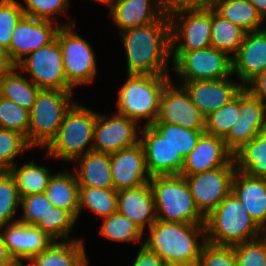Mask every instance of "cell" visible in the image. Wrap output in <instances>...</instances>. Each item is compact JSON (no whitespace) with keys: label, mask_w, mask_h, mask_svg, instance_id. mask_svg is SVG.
I'll list each match as a JSON object with an SVG mask.
<instances>
[{"label":"cell","mask_w":266,"mask_h":266,"mask_svg":"<svg viewBox=\"0 0 266 266\" xmlns=\"http://www.w3.org/2000/svg\"><path fill=\"white\" fill-rule=\"evenodd\" d=\"M126 51V74L169 75L171 61L170 20L157 21L121 32Z\"/></svg>","instance_id":"obj_1"},{"label":"cell","mask_w":266,"mask_h":266,"mask_svg":"<svg viewBox=\"0 0 266 266\" xmlns=\"http://www.w3.org/2000/svg\"><path fill=\"white\" fill-rule=\"evenodd\" d=\"M147 234L142 243L168 263L196 266L207 243L205 224L156 220Z\"/></svg>","instance_id":"obj_2"},{"label":"cell","mask_w":266,"mask_h":266,"mask_svg":"<svg viewBox=\"0 0 266 266\" xmlns=\"http://www.w3.org/2000/svg\"><path fill=\"white\" fill-rule=\"evenodd\" d=\"M205 229L207 242L220 246H234L265 234L232 192L205 218Z\"/></svg>","instance_id":"obj_3"},{"label":"cell","mask_w":266,"mask_h":266,"mask_svg":"<svg viewBox=\"0 0 266 266\" xmlns=\"http://www.w3.org/2000/svg\"><path fill=\"white\" fill-rule=\"evenodd\" d=\"M98 112L74 102L64 115L57 135L45 148L48 158L71 163L93 151V135Z\"/></svg>","instance_id":"obj_4"},{"label":"cell","mask_w":266,"mask_h":266,"mask_svg":"<svg viewBox=\"0 0 266 266\" xmlns=\"http://www.w3.org/2000/svg\"><path fill=\"white\" fill-rule=\"evenodd\" d=\"M118 89L116 112L129 119L152 125L158 116L160 96L171 75L126 74Z\"/></svg>","instance_id":"obj_5"},{"label":"cell","mask_w":266,"mask_h":266,"mask_svg":"<svg viewBox=\"0 0 266 266\" xmlns=\"http://www.w3.org/2000/svg\"><path fill=\"white\" fill-rule=\"evenodd\" d=\"M155 200L156 220L205 224L182 175H156L149 181Z\"/></svg>","instance_id":"obj_6"},{"label":"cell","mask_w":266,"mask_h":266,"mask_svg":"<svg viewBox=\"0 0 266 266\" xmlns=\"http://www.w3.org/2000/svg\"><path fill=\"white\" fill-rule=\"evenodd\" d=\"M73 92L75 91L40 89L29 111L27 141L33 149H45L55 138L65 113L75 102Z\"/></svg>","instance_id":"obj_7"},{"label":"cell","mask_w":266,"mask_h":266,"mask_svg":"<svg viewBox=\"0 0 266 266\" xmlns=\"http://www.w3.org/2000/svg\"><path fill=\"white\" fill-rule=\"evenodd\" d=\"M173 72L180 81L218 80L233 76L232 57L214 47L171 51Z\"/></svg>","instance_id":"obj_8"},{"label":"cell","mask_w":266,"mask_h":266,"mask_svg":"<svg viewBox=\"0 0 266 266\" xmlns=\"http://www.w3.org/2000/svg\"><path fill=\"white\" fill-rule=\"evenodd\" d=\"M75 24L61 26L56 34L62 49L64 73L68 84L75 89L77 86H88L96 77L97 64L95 50L78 33Z\"/></svg>","instance_id":"obj_9"},{"label":"cell","mask_w":266,"mask_h":266,"mask_svg":"<svg viewBox=\"0 0 266 266\" xmlns=\"http://www.w3.org/2000/svg\"><path fill=\"white\" fill-rule=\"evenodd\" d=\"M17 67L40 89L73 90L68 84L57 39L28 54Z\"/></svg>","instance_id":"obj_10"},{"label":"cell","mask_w":266,"mask_h":266,"mask_svg":"<svg viewBox=\"0 0 266 266\" xmlns=\"http://www.w3.org/2000/svg\"><path fill=\"white\" fill-rule=\"evenodd\" d=\"M236 172L232 159L226 166L184 176L196 207L206 218L231 193Z\"/></svg>","instance_id":"obj_11"},{"label":"cell","mask_w":266,"mask_h":266,"mask_svg":"<svg viewBox=\"0 0 266 266\" xmlns=\"http://www.w3.org/2000/svg\"><path fill=\"white\" fill-rule=\"evenodd\" d=\"M171 51L211 47L212 9L181 11L169 16Z\"/></svg>","instance_id":"obj_12"},{"label":"cell","mask_w":266,"mask_h":266,"mask_svg":"<svg viewBox=\"0 0 266 266\" xmlns=\"http://www.w3.org/2000/svg\"><path fill=\"white\" fill-rule=\"evenodd\" d=\"M73 24L75 19L60 25L24 15L12 33L10 47L7 50L11 62L17 66L28 54L53 42L61 26Z\"/></svg>","instance_id":"obj_13"},{"label":"cell","mask_w":266,"mask_h":266,"mask_svg":"<svg viewBox=\"0 0 266 266\" xmlns=\"http://www.w3.org/2000/svg\"><path fill=\"white\" fill-rule=\"evenodd\" d=\"M140 125L117 112L111 116L98 112L94 126L93 151L111 154L139 143Z\"/></svg>","instance_id":"obj_14"},{"label":"cell","mask_w":266,"mask_h":266,"mask_svg":"<svg viewBox=\"0 0 266 266\" xmlns=\"http://www.w3.org/2000/svg\"><path fill=\"white\" fill-rule=\"evenodd\" d=\"M155 122L179 125L191 130H204L205 117L192 103L189 94L172 79L162 90Z\"/></svg>","instance_id":"obj_15"},{"label":"cell","mask_w":266,"mask_h":266,"mask_svg":"<svg viewBox=\"0 0 266 266\" xmlns=\"http://www.w3.org/2000/svg\"><path fill=\"white\" fill-rule=\"evenodd\" d=\"M231 78L180 81V85L189 94L192 103L199 112L206 117L229 103L244 88L240 82Z\"/></svg>","instance_id":"obj_16"},{"label":"cell","mask_w":266,"mask_h":266,"mask_svg":"<svg viewBox=\"0 0 266 266\" xmlns=\"http://www.w3.org/2000/svg\"><path fill=\"white\" fill-rule=\"evenodd\" d=\"M140 142L145 152L146 167L151 177L180 175L184 158L151 125H145L141 129Z\"/></svg>","instance_id":"obj_17"},{"label":"cell","mask_w":266,"mask_h":266,"mask_svg":"<svg viewBox=\"0 0 266 266\" xmlns=\"http://www.w3.org/2000/svg\"><path fill=\"white\" fill-rule=\"evenodd\" d=\"M114 189L135 188L151 179L141 142L110 154Z\"/></svg>","instance_id":"obj_18"},{"label":"cell","mask_w":266,"mask_h":266,"mask_svg":"<svg viewBox=\"0 0 266 266\" xmlns=\"http://www.w3.org/2000/svg\"><path fill=\"white\" fill-rule=\"evenodd\" d=\"M0 232L4 244L18 265L43 252L54 242L38 227L21 225L18 222L0 226Z\"/></svg>","instance_id":"obj_19"},{"label":"cell","mask_w":266,"mask_h":266,"mask_svg":"<svg viewBox=\"0 0 266 266\" xmlns=\"http://www.w3.org/2000/svg\"><path fill=\"white\" fill-rule=\"evenodd\" d=\"M233 159L223 138L203 133L195 148L184 158L180 175H195L221 166Z\"/></svg>","instance_id":"obj_20"},{"label":"cell","mask_w":266,"mask_h":266,"mask_svg":"<svg viewBox=\"0 0 266 266\" xmlns=\"http://www.w3.org/2000/svg\"><path fill=\"white\" fill-rule=\"evenodd\" d=\"M233 76L245 87L266 70V27L245 34L237 54L232 58Z\"/></svg>","instance_id":"obj_21"},{"label":"cell","mask_w":266,"mask_h":266,"mask_svg":"<svg viewBox=\"0 0 266 266\" xmlns=\"http://www.w3.org/2000/svg\"><path fill=\"white\" fill-rule=\"evenodd\" d=\"M118 212L143 232L156 221L154 194L150 183L118 191Z\"/></svg>","instance_id":"obj_22"},{"label":"cell","mask_w":266,"mask_h":266,"mask_svg":"<svg viewBox=\"0 0 266 266\" xmlns=\"http://www.w3.org/2000/svg\"><path fill=\"white\" fill-rule=\"evenodd\" d=\"M231 192L266 233V178L252 177L236 170Z\"/></svg>","instance_id":"obj_23"},{"label":"cell","mask_w":266,"mask_h":266,"mask_svg":"<svg viewBox=\"0 0 266 266\" xmlns=\"http://www.w3.org/2000/svg\"><path fill=\"white\" fill-rule=\"evenodd\" d=\"M163 15L152 0H115L108 17L122 32L153 23Z\"/></svg>","instance_id":"obj_24"},{"label":"cell","mask_w":266,"mask_h":266,"mask_svg":"<svg viewBox=\"0 0 266 266\" xmlns=\"http://www.w3.org/2000/svg\"><path fill=\"white\" fill-rule=\"evenodd\" d=\"M83 239L54 241L43 252L19 266H89ZM29 262V263H28Z\"/></svg>","instance_id":"obj_25"},{"label":"cell","mask_w":266,"mask_h":266,"mask_svg":"<svg viewBox=\"0 0 266 266\" xmlns=\"http://www.w3.org/2000/svg\"><path fill=\"white\" fill-rule=\"evenodd\" d=\"M74 174L79 186L94 188H114L111 174L110 154L95 151L77 158Z\"/></svg>","instance_id":"obj_26"},{"label":"cell","mask_w":266,"mask_h":266,"mask_svg":"<svg viewBox=\"0 0 266 266\" xmlns=\"http://www.w3.org/2000/svg\"><path fill=\"white\" fill-rule=\"evenodd\" d=\"M64 170L53 173L44 193L54 207L69 211L78 220L79 185L73 170Z\"/></svg>","instance_id":"obj_27"},{"label":"cell","mask_w":266,"mask_h":266,"mask_svg":"<svg viewBox=\"0 0 266 266\" xmlns=\"http://www.w3.org/2000/svg\"><path fill=\"white\" fill-rule=\"evenodd\" d=\"M39 91L40 88L27 78L17 66L0 73V96L14 101L28 111L32 109Z\"/></svg>","instance_id":"obj_28"},{"label":"cell","mask_w":266,"mask_h":266,"mask_svg":"<svg viewBox=\"0 0 266 266\" xmlns=\"http://www.w3.org/2000/svg\"><path fill=\"white\" fill-rule=\"evenodd\" d=\"M237 171L266 178V128L233 153Z\"/></svg>","instance_id":"obj_29"},{"label":"cell","mask_w":266,"mask_h":266,"mask_svg":"<svg viewBox=\"0 0 266 266\" xmlns=\"http://www.w3.org/2000/svg\"><path fill=\"white\" fill-rule=\"evenodd\" d=\"M213 10L222 18L242 28L246 33L265 27L263 24L265 20L248 0H215Z\"/></svg>","instance_id":"obj_30"},{"label":"cell","mask_w":266,"mask_h":266,"mask_svg":"<svg viewBox=\"0 0 266 266\" xmlns=\"http://www.w3.org/2000/svg\"><path fill=\"white\" fill-rule=\"evenodd\" d=\"M14 177L20 198L24 196L44 193L49 179L53 175L49 167L35 164L34 160L23 163L19 167L16 163L10 170Z\"/></svg>","instance_id":"obj_31"},{"label":"cell","mask_w":266,"mask_h":266,"mask_svg":"<svg viewBox=\"0 0 266 266\" xmlns=\"http://www.w3.org/2000/svg\"><path fill=\"white\" fill-rule=\"evenodd\" d=\"M90 210L100 219L118 212V191L114 188L79 186V212Z\"/></svg>","instance_id":"obj_32"},{"label":"cell","mask_w":266,"mask_h":266,"mask_svg":"<svg viewBox=\"0 0 266 266\" xmlns=\"http://www.w3.org/2000/svg\"><path fill=\"white\" fill-rule=\"evenodd\" d=\"M246 32L212 9L211 47L234 57L242 44Z\"/></svg>","instance_id":"obj_33"},{"label":"cell","mask_w":266,"mask_h":266,"mask_svg":"<svg viewBox=\"0 0 266 266\" xmlns=\"http://www.w3.org/2000/svg\"><path fill=\"white\" fill-rule=\"evenodd\" d=\"M100 235L110 241L115 242H128L138 243L144 241L142 238L143 232L135 223L129 218L120 214L119 212L113 213L110 216L101 218Z\"/></svg>","instance_id":"obj_34"},{"label":"cell","mask_w":266,"mask_h":266,"mask_svg":"<svg viewBox=\"0 0 266 266\" xmlns=\"http://www.w3.org/2000/svg\"><path fill=\"white\" fill-rule=\"evenodd\" d=\"M185 158L197 145L204 130L186 129L179 125H171L165 122H154L151 125Z\"/></svg>","instance_id":"obj_35"},{"label":"cell","mask_w":266,"mask_h":266,"mask_svg":"<svg viewBox=\"0 0 266 266\" xmlns=\"http://www.w3.org/2000/svg\"><path fill=\"white\" fill-rule=\"evenodd\" d=\"M77 221L69 211L53 206L47 218L41 219L36 227L54 241H68L75 239L70 233Z\"/></svg>","instance_id":"obj_36"},{"label":"cell","mask_w":266,"mask_h":266,"mask_svg":"<svg viewBox=\"0 0 266 266\" xmlns=\"http://www.w3.org/2000/svg\"><path fill=\"white\" fill-rule=\"evenodd\" d=\"M239 116L238 94L229 103L205 117L204 132L224 139Z\"/></svg>","instance_id":"obj_37"},{"label":"cell","mask_w":266,"mask_h":266,"mask_svg":"<svg viewBox=\"0 0 266 266\" xmlns=\"http://www.w3.org/2000/svg\"><path fill=\"white\" fill-rule=\"evenodd\" d=\"M33 149L19 132L0 128V172H9L18 155ZM16 161V162H15Z\"/></svg>","instance_id":"obj_38"},{"label":"cell","mask_w":266,"mask_h":266,"mask_svg":"<svg viewBox=\"0 0 266 266\" xmlns=\"http://www.w3.org/2000/svg\"><path fill=\"white\" fill-rule=\"evenodd\" d=\"M21 198L16 181L10 172H0V226L16 223Z\"/></svg>","instance_id":"obj_39"},{"label":"cell","mask_w":266,"mask_h":266,"mask_svg":"<svg viewBox=\"0 0 266 266\" xmlns=\"http://www.w3.org/2000/svg\"><path fill=\"white\" fill-rule=\"evenodd\" d=\"M21 215L17 222L21 225L36 226L41 219L47 218L53 203L50 202L45 193H39L21 198Z\"/></svg>","instance_id":"obj_40"},{"label":"cell","mask_w":266,"mask_h":266,"mask_svg":"<svg viewBox=\"0 0 266 266\" xmlns=\"http://www.w3.org/2000/svg\"><path fill=\"white\" fill-rule=\"evenodd\" d=\"M0 128L19 132L27 139L29 111L0 96Z\"/></svg>","instance_id":"obj_41"},{"label":"cell","mask_w":266,"mask_h":266,"mask_svg":"<svg viewBox=\"0 0 266 266\" xmlns=\"http://www.w3.org/2000/svg\"><path fill=\"white\" fill-rule=\"evenodd\" d=\"M21 3L24 15L40 20L58 22L56 15H66L67 8L70 7V0H23Z\"/></svg>","instance_id":"obj_42"},{"label":"cell","mask_w":266,"mask_h":266,"mask_svg":"<svg viewBox=\"0 0 266 266\" xmlns=\"http://www.w3.org/2000/svg\"><path fill=\"white\" fill-rule=\"evenodd\" d=\"M266 128V120H247L239 117L224 138L227 148L234 153L243 144L252 140L261 130Z\"/></svg>","instance_id":"obj_43"},{"label":"cell","mask_w":266,"mask_h":266,"mask_svg":"<svg viewBox=\"0 0 266 266\" xmlns=\"http://www.w3.org/2000/svg\"><path fill=\"white\" fill-rule=\"evenodd\" d=\"M236 266H266V233L233 246Z\"/></svg>","instance_id":"obj_44"},{"label":"cell","mask_w":266,"mask_h":266,"mask_svg":"<svg viewBox=\"0 0 266 266\" xmlns=\"http://www.w3.org/2000/svg\"><path fill=\"white\" fill-rule=\"evenodd\" d=\"M24 16L21 3L17 0H0V45L9 49L12 33Z\"/></svg>","instance_id":"obj_45"},{"label":"cell","mask_w":266,"mask_h":266,"mask_svg":"<svg viewBox=\"0 0 266 266\" xmlns=\"http://www.w3.org/2000/svg\"><path fill=\"white\" fill-rule=\"evenodd\" d=\"M196 266H236L233 246L206 243Z\"/></svg>","instance_id":"obj_46"},{"label":"cell","mask_w":266,"mask_h":266,"mask_svg":"<svg viewBox=\"0 0 266 266\" xmlns=\"http://www.w3.org/2000/svg\"><path fill=\"white\" fill-rule=\"evenodd\" d=\"M239 112L242 119L266 120V106L246 88L239 93Z\"/></svg>","instance_id":"obj_47"},{"label":"cell","mask_w":266,"mask_h":266,"mask_svg":"<svg viewBox=\"0 0 266 266\" xmlns=\"http://www.w3.org/2000/svg\"><path fill=\"white\" fill-rule=\"evenodd\" d=\"M215 0H162V11L168 17L181 11L213 9Z\"/></svg>","instance_id":"obj_48"},{"label":"cell","mask_w":266,"mask_h":266,"mask_svg":"<svg viewBox=\"0 0 266 266\" xmlns=\"http://www.w3.org/2000/svg\"><path fill=\"white\" fill-rule=\"evenodd\" d=\"M139 246L131 266H164L165 262L155 252L149 250L143 243Z\"/></svg>","instance_id":"obj_49"},{"label":"cell","mask_w":266,"mask_h":266,"mask_svg":"<svg viewBox=\"0 0 266 266\" xmlns=\"http://www.w3.org/2000/svg\"><path fill=\"white\" fill-rule=\"evenodd\" d=\"M244 88L266 106V70L258 74Z\"/></svg>","instance_id":"obj_50"},{"label":"cell","mask_w":266,"mask_h":266,"mask_svg":"<svg viewBox=\"0 0 266 266\" xmlns=\"http://www.w3.org/2000/svg\"><path fill=\"white\" fill-rule=\"evenodd\" d=\"M0 266H19L10 255L0 232Z\"/></svg>","instance_id":"obj_51"},{"label":"cell","mask_w":266,"mask_h":266,"mask_svg":"<svg viewBox=\"0 0 266 266\" xmlns=\"http://www.w3.org/2000/svg\"><path fill=\"white\" fill-rule=\"evenodd\" d=\"M14 67V64L11 62L7 49L0 45V73L8 71Z\"/></svg>","instance_id":"obj_52"},{"label":"cell","mask_w":266,"mask_h":266,"mask_svg":"<svg viewBox=\"0 0 266 266\" xmlns=\"http://www.w3.org/2000/svg\"><path fill=\"white\" fill-rule=\"evenodd\" d=\"M257 9L258 13L266 20V0H248Z\"/></svg>","instance_id":"obj_53"},{"label":"cell","mask_w":266,"mask_h":266,"mask_svg":"<svg viewBox=\"0 0 266 266\" xmlns=\"http://www.w3.org/2000/svg\"><path fill=\"white\" fill-rule=\"evenodd\" d=\"M92 1H94L95 3L97 2L98 4H103L104 6L109 7L110 8L109 12H110L115 0H92Z\"/></svg>","instance_id":"obj_54"},{"label":"cell","mask_w":266,"mask_h":266,"mask_svg":"<svg viewBox=\"0 0 266 266\" xmlns=\"http://www.w3.org/2000/svg\"><path fill=\"white\" fill-rule=\"evenodd\" d=\"M164 266H190V265L182 264V263H168V262H165Z\"/></svg>","instance_id":"obj_55"},{"label":"cell","mask_w":266,"mask_h":266,"mask_svg":"<svg viewBox=\"0 0 266 266\" xmlns=\"http://www.w3.org/2000/svg\"><path fill=\"white\" fill-rule=\"evenodd\" d=\"M162 10V0H152Z\"/></svg>","instance_id":"obj_56"}]
</instances>
